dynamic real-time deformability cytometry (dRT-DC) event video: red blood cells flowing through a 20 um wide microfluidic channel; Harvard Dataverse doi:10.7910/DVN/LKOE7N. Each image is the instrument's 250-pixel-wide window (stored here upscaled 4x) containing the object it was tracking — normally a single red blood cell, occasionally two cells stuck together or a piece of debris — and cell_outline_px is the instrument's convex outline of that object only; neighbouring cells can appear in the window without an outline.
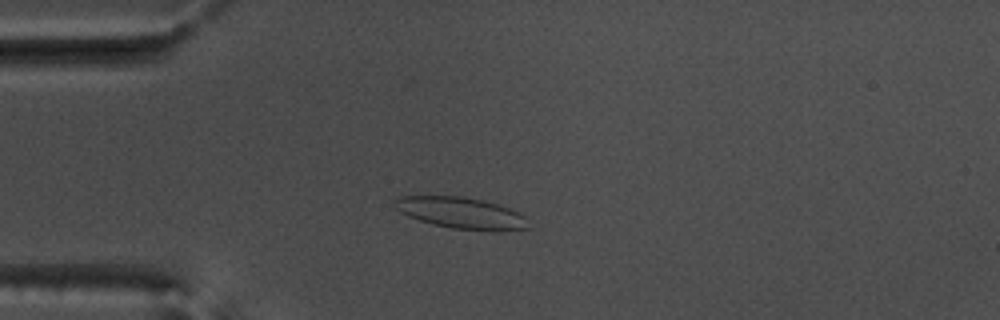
{"species": "common noctule bat (a hibernating species)", "species_latin": "Nyctalus noctula", "temperature_condition": "warm", "stored_images_in_passage": 45, "camera_frame_rate_fps": 3000, "um_per_image_px": 0.085, "animal": {"sex": "male", "body_mass_g": 17.5, "forearm_length_mm": 52.3}, "frame": {"image": 1, "passage_image": 5, "time_ms": 1.333, "image_size_px": [1000, 320], "cell_outline_px": [[532, 228], [496, 232], [492, 232], [452, 228], [432, 224], [408, 216], [400, 212], [392, 204], [392, 200], [400, 196], [464, 196], [496, 204], [508, 208], [524, 216]], "centroid_in_image_um": [39.2, 18.12], "position_along_channel_um": 45.8, "area_um2": 24.68}}
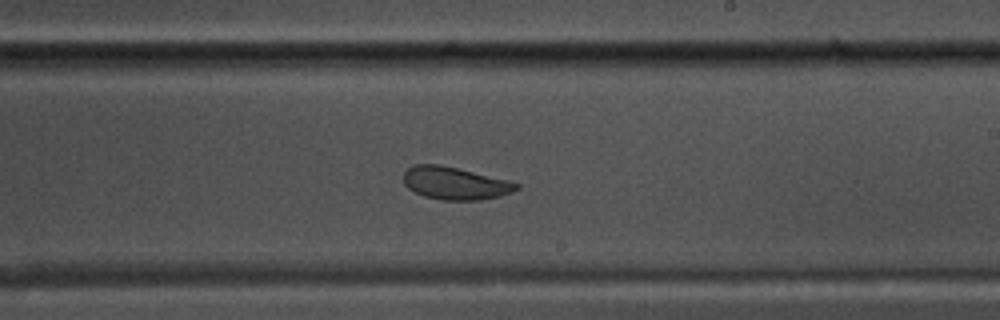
{"frame": {"image": 2, "passage_image": 23, "time_ms": 7.333, "image_size_px": [1000, 320], "cell_outline_px": [[520, 188], [512, 192], [500, 196], [480, 200], [444, 200], [424, 196], [408, 188], [404, 184], [404, 172], [412, 164], [436, 164], [456, 168], [508, 180], [520, 184]], "centroid_in_image_um": [38.68, 15.58], "position_along_channel_um": 250.3, "area_um2": 21.33}}
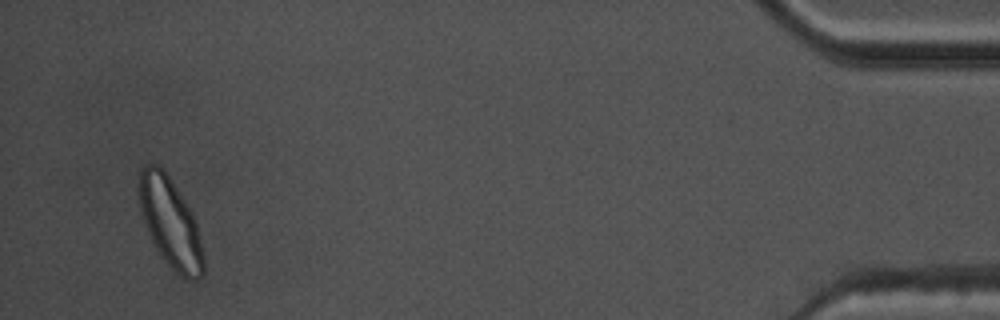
{"frame": {"image": 3, "passage_image": 43, "time_ms": 14.0, "image_size_px": [1000, 320], "cell_outline_px": [[204, 276], [196, 280], [188, 280], [180, 276], [160, 256], [148, 232], [140, 212], [140, 168], [144, 164], [160, 164], [164, 168], [192, 212], [196, 224], [204, 256]], "centroid_in_image_um": [14.49, 18.94], "position_along_channel_um": 420.7, "area_um2": 33.58}, "authors_computed_cell_mechanics": {"area_um2": 23.6402, "velocity_mm_per_s": 3.7271, "shape_relaxation_time_tau1_ms": 6.2209, "shape_relaxation_time_tau2_ms": 1.2791, "deformation_change_tau1": 0.154, "deformation_change_tau2": 0.0724}}